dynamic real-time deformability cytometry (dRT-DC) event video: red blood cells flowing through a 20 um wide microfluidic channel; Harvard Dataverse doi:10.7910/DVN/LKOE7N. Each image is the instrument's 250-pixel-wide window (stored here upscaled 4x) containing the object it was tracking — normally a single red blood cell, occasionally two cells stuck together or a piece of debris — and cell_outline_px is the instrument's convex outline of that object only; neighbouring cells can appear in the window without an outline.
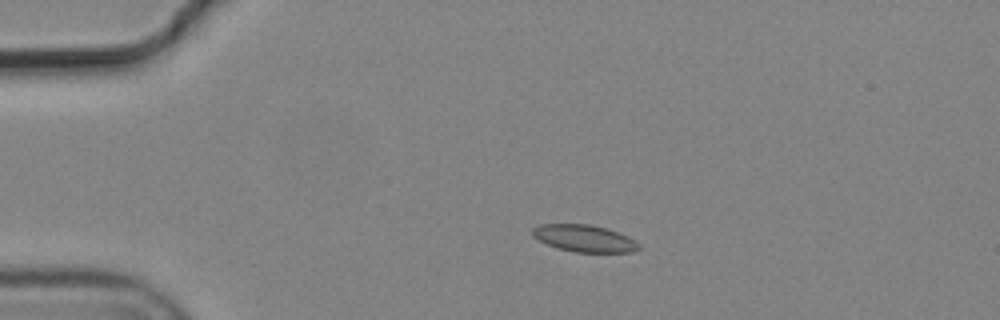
{"species": "common noctule bat (a hibernating species)", "species_latin": "Nyctalus noctula", "temperature_condition": "cold", "stored_images_in_passage": 6, "camera_frame_rate_fps": 3000, "um_per_image_px": 0.085, "animal": {"sex": "male", "body_mass_g": 19.2, "forearm_length_mm": 51.8}, "frame": {"image": 1, "passage_image": 3, "time_ms": 0.667, "image_size_px": [1000, 320], "cell_outline_px": [[640, 248], [632, 252], [576, 252], [560, 248], [548, 244], [532, 236], [532, 228], [540, 224], [588, 224], [604, 228], [628, 236], [640, 244]], "centroid_in_image_um": [49.67, 20.26], "position_along_channel_um": 35.3, "area_um2": 16.47}}
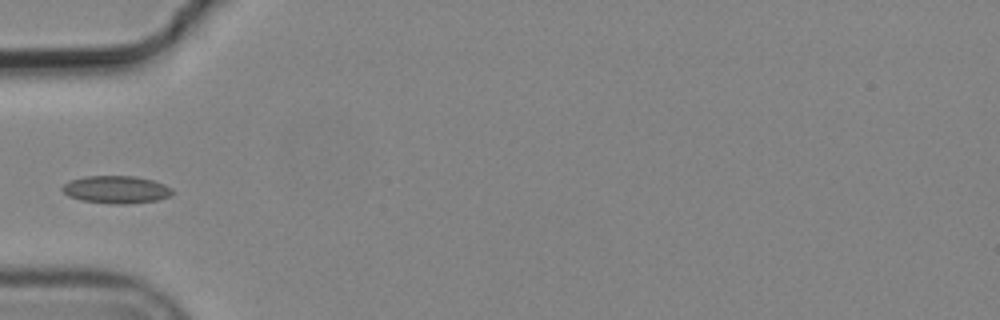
{"frame": {"image": 2, "passage_image": 5, "time_ms": 1.333, "image_size_px": [1000, 320], "cell_outline_px": [[176, 192], [168, 196], [156, 200], [124, 204], [112, 204], [80, 200], [68, 196], [60, 188], [68, 180], [84, 176], [136, 176], [152, 180], [164, 184], [172, 188]], "centroid_in_image_um": [9.85, 16.1], "position_along_channel_um": 75.1, "area_um2": 17.8}}
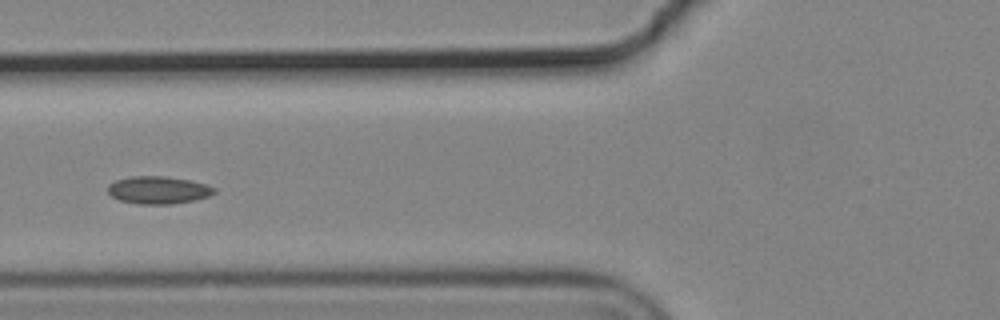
{"frame": {"image": 3, "passage_image": 6, "time_ms": 1.667, "image_size_px": [1000, 320], "cell_outline_px": [[216, 192], [208, 196], [192, 200], [172, 204], [136, 204], [120, 200], [112, 196], [108, 192], [108, 184], [116, 180], [132, 176], [164, 176], [188, 180], [204, 184], [216, 188]], "centroid_in_image_um": [13.43, 16.15], "position_along_channel_um": 112.4, "area_um2": 16.94}}